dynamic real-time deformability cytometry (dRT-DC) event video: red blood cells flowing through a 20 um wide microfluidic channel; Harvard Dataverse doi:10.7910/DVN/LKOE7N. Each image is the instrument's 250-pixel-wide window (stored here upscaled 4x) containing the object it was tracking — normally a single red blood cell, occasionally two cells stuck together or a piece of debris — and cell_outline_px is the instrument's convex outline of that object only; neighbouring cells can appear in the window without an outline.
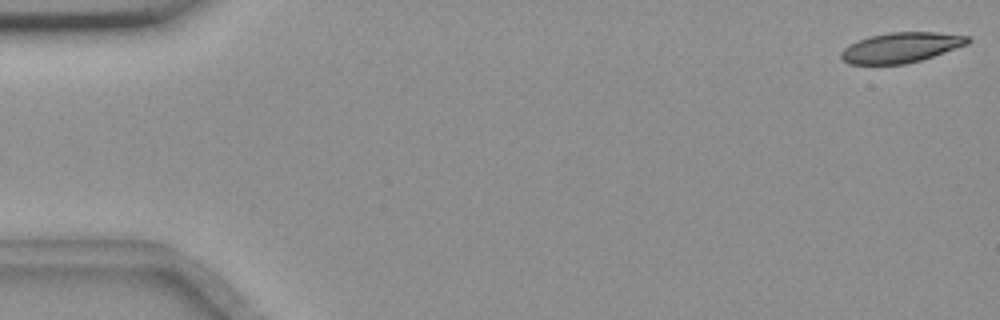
{"species": "common noctule bat (a hibernating species)", "species_latin": "Nyctalus noctula", "temperature_condition": "room temperature", "stored_images_in_passage": 55, "camera_frame_rate_fps": 3000, "um_per_image_px": 0.085, "animal": {"sex": "female", "body_mass_g": 18.4}, "frame": {"image": 1, "passage_image": 1, "time_ms": 0.0, "image_size_px": [1000, 320], "cell_outline_px": [[972, 40], [968, 44], [920, 60], [904, 64], [848, 64], [840, 56], [840, 52], [844, 48], [860, 40], [872, 36], [888, 32], [936, 32], [968, 36]], "centroid_in_image_um": [76.6, 4.04], "position_along_channel_um": 8.4, "area_um2": 21.96}}
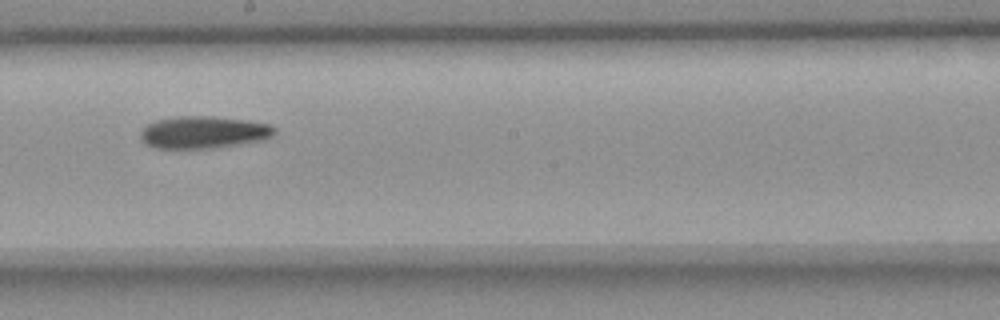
{"frame": {"image": 2, "passage_image": 31, "time_ms": 10.0, "image_size_px": [1000, 320], "cell_outline_px": [[276, 132], [272, 136], [264, 140], [240, 144], [212, 148], [156, 148], [144, 144], [140, 140], [140, 132], [148, 124], [156, 120], [176, 116], [212, 116], [248, 120], [272, 124], [276, 128]], "centroid_in_image_um": [17.32, 11.24], "position_along_channel_um": 230.9, "area_um2": 25.49}}
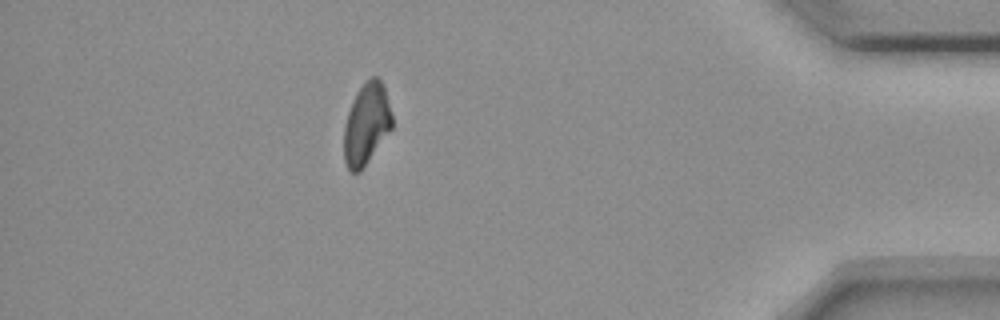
{"frame": {"image": 3, "passage_image": 49, "time_ms": 16.0, "image_size_px": [1000, 320], "cell_outline_px": [[392, 128], [360, 172], [352, 172], [348, 168], [344, 160], [344, 124], [348, 112], [356, 92], [364, 80], [372, 76], [376, 76], [380, 80], [384, 88], [392, 112]], "centroid_in_image_um": [31.14, 10.51], "position_along_channel_um": 404.1, "area_um2": 22.83}, "authors_computed_cell_mechanics": {"area_um2": 24.0448, "velocity_mm_per_s": 3.6443, "shape_relaxation_time_tau1_ms": 8.6031, "shape_relaxation_time_tau2_ms": null, "deformation_change_tau1": 0.1712, "deformation_change_tau2": null}}